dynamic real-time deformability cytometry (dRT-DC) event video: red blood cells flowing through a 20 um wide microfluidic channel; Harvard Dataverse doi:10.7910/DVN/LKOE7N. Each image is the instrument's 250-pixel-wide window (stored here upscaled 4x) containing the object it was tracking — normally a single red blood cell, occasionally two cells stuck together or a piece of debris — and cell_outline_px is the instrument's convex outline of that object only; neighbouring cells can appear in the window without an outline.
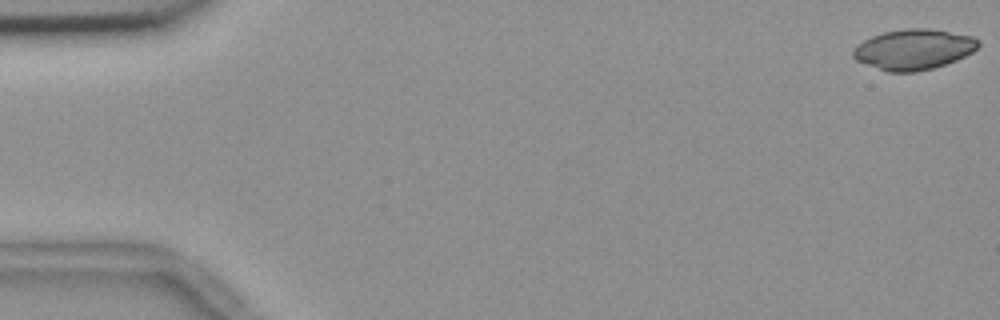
{"species": "common noctule bat (a hibernating species)", "species_latin": "Nyctalus noctula", "temperature_condition": "room temperature", "stored_images_in_passage": 5, "camera_frame_rate_fps": 3000, "um_per_image_px": 0.085, "animal": {"sex": "female", "body_mass_g": 18.4}, "frame": {"image": 1, "passage_image": 1, "time_ms": 0.0, "image_size_px": [1000, 320], "cell_outline_px": [[980, 44], [972, 52], [956, 60], [932, 68], [916, 72], [888, 72], [856, 60], [852, 56], [852, 52], [856, 44], [872, 36], [884, 32], [904, 28], [928, 28], [972, 36], [980, 40]], "centroid_in_image_um": [77.64, 4.19], "position_along_channel_um": 7.4, "area_um2": 29.42}}